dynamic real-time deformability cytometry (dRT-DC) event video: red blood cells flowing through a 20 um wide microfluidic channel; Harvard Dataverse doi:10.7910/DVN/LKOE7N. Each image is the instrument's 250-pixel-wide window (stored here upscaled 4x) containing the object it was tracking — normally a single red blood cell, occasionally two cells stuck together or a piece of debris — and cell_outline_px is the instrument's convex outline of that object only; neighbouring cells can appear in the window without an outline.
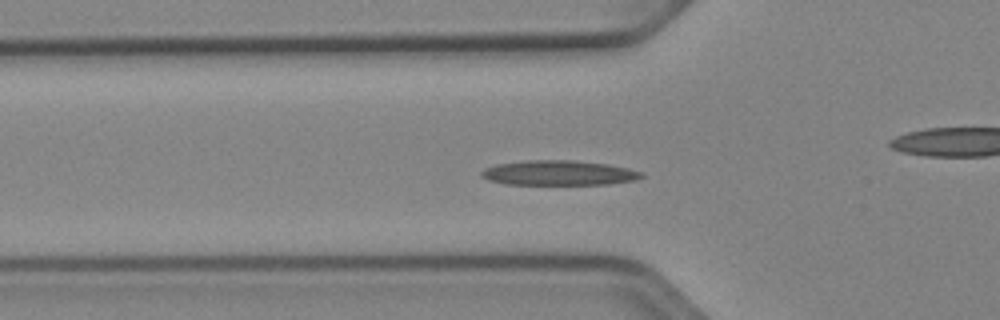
{"species": "Egyptian fruit bat (a non-hibernating species)", "species_latin": "Rousettus aegyptiacus", "temperature_condition": "cold", "stored_images_in_passage": 44, "camera_frame_rate_fps": 3000, "um_per_image_px": 0.085, "animal": {"sex": "female"}, "frame": {"image": 1, "passage_image": 9, "time_ms": 2.667, "image_size_px": [1000, 320], "cell_outline_px": [[644, 176], [636, 180], [608, 184], [504, 184], [488, 180], [480, 176], [480, 172], [484, 168], [496, 164], [528, 160], [572, 160], [608, 164], [628, 168], [644, 172]], "centroid_in_image_um": [47.49, 14.69], "position_along_channel_um": 78.3, "area_um2": 23.29}}
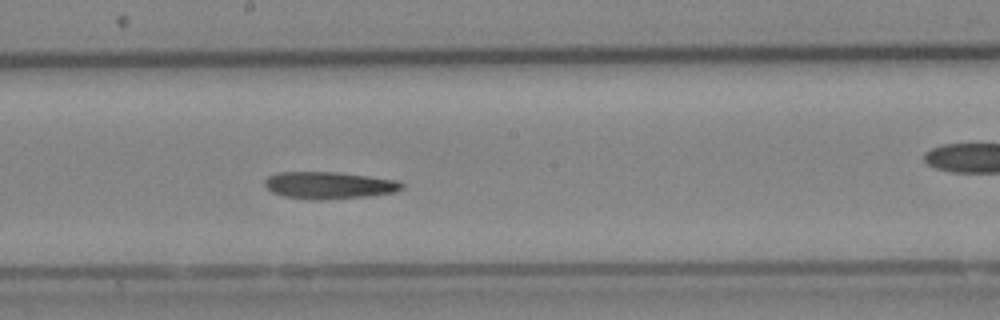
{"frame": {"image": 2, "passage_image": 20, "time_ms": 6.333, "image_size_px": [1000, 320], "cell_outline_px": [[404, 188], [396, 192], [364, 196], [320, 200], [308, 200], [284, 196], [272, 192], [264, 184], [264, 180], [268, 176], [280, 172], [336, 172], [368, 176], [396, 180], [404, 184]], "centroid_in_image_um": [27.95, 15.75], "position_along_channel_um": 220.2, "area_um2": 21.56}}
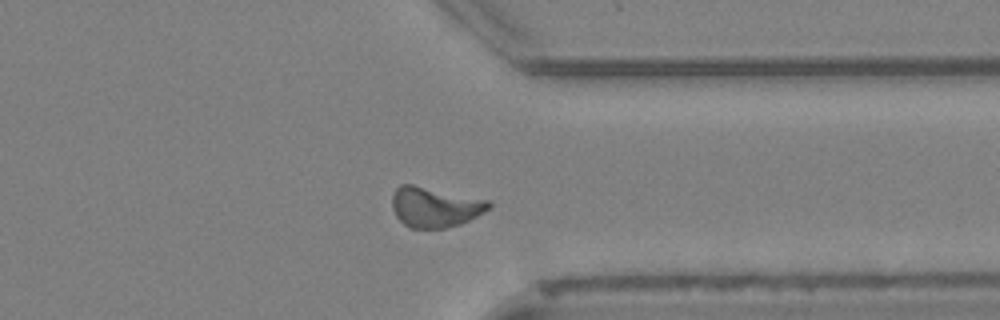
{"frame": {"image": 3, "passage_image": 32, "time_ms": 10.333, "image_size_px": [1000, 320], "cell_outline_px": [[492, 204], [484, 212], [460, 224], [444, 228], [412, 228], [404, 224], [396, 216], [392, 208], [392, 196], [396, 188], [400, 184], [412, 184], [488, 200]], "centroid_in_image_um": [36.93, 17.59], "position_along_channel_um": 374.5, "area_um2": 22.43}, "authors_computed_cell_mechanics": {"area_um2": 21.9062, "velocity_mm_per_s": 3.8824, "shape_relaxation_time_tau1_ms": 7.8997, "shape_relaxation_time_tau2_ms": null, "deformation_change_tau1": 0.182, "deformation_change_tau2": null}}